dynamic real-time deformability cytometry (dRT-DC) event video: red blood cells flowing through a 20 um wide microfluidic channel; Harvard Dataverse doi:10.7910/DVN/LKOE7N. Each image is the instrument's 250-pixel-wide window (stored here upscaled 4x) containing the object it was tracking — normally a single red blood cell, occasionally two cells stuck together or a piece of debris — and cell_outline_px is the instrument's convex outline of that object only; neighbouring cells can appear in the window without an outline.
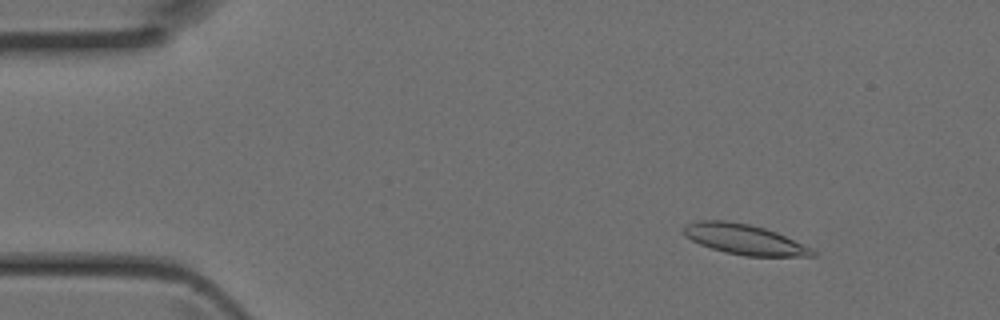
{"species": "Egyptian fruit bat (a non-hibernating species)", "species_latin": "Rousettus aegyptiacus", "temperature_condition": "room temperature", "stored_images_in_passage": 45, "camera_frame_rate_fps": 3000, "um_per_image_px": 0.085, "animal": {"sex": "female"}, "frame": {"image": 1, "passage_image": 6, "time_ms": 1.667, "image_size_px": [1000, 320], "cell_outline_px": [[816, 256], [744, 256], [724, 252], [700, 244], [684, 236], [684, 224], [696, 220], [724, 220], [752, 224], [776, 232], [812, 248], [816, 252]], "centroid_in_image_um": [63.24, 20.33], "position_along_channel_um": 21.8, "area_um2": 22.77}}
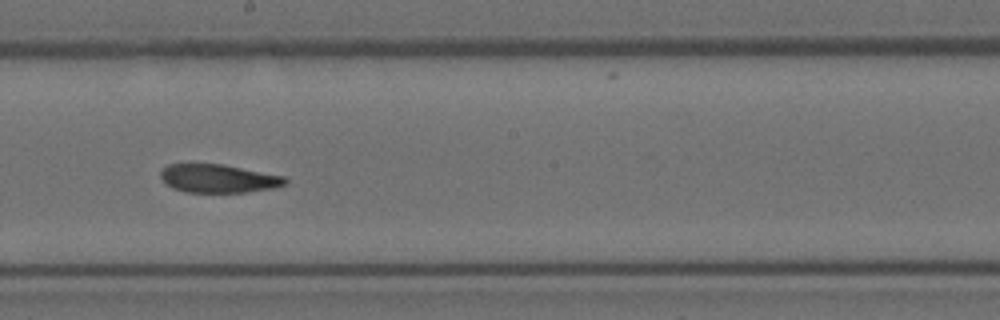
{"frame": {"image": 2, "passage_image": 25, "time_ms": 8.0, "image_size_px": [1000, 320], "cell_outline_px": [[288, 184], [276, 188], [244, 192], [184, 192], [172, 188], [160, 176], [160, 172], [168, 164], [224, 164], [284, 176], [288, 180]], "centroid_in_image_um": [18.61, 15.17], "position_along_channel_um": 229.6, "area_um2": 20.63}}
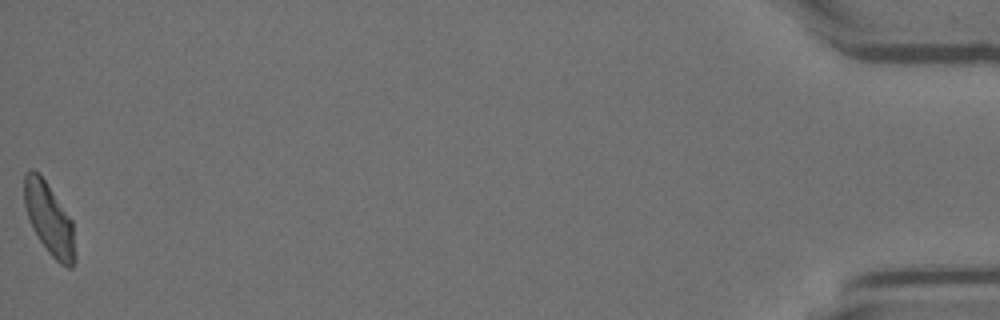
{"frame": {"image": 3, "passage_image": 45, "time_ms": 14.667, "image_size_px": [1000, 320], "cell_outline_px": [[76, 260], [72, 268], [68, 268], [60, 264], [48, 252], [32, 228], [24, 204], [24, 172], [32, 168], [40, 172], [72, 220], [76, 256]], "centroid_in_image_um": [4.18, 18.6], "position_along_channel_um": 431.0, "area_um2": 21.5}}